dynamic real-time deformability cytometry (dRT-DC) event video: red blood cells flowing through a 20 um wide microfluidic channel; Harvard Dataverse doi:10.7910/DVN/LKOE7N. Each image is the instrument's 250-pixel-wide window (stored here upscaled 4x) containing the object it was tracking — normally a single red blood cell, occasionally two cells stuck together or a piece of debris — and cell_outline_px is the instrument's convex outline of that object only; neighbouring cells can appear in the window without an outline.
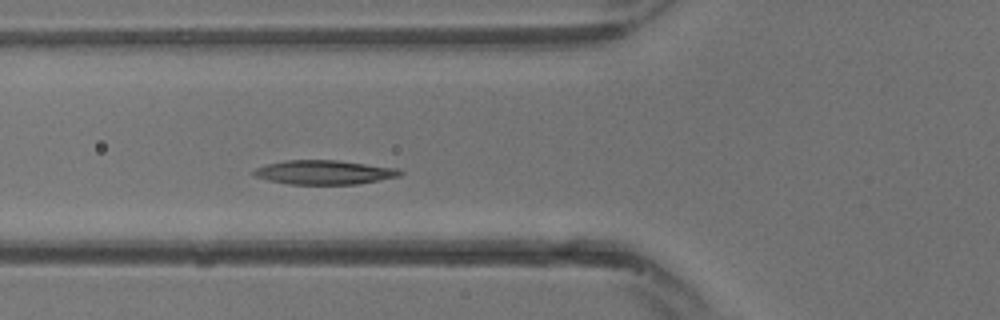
{"species": "common noctule bat (a hibernating species)", "species_latin": "Nyctalus noctula", "temperature_condition": "warm", "stored_images_in_passage": 8, "camera_frame_rate_fps": 3000, "um_per_image_px": 0.085, "animal": {"sex": "male", "body_mass_g": 13.3}, "frame": {"image": 1, "passage_image": 8, "time_ms": 2.333, "image_size_px": [1000, 320], "cell_outline_px": [[404, 172], [400, 176], [356, 184], [288, 184], [268, 180], [256, 176], [252, 172], [256, 168], [268, 164], [284, 160], [336, 160], [400, 168]], "centroid_in_image_um": [27.59, 14.64], "position_along_channel_um": 98.2, "area_um2": 20.52}}